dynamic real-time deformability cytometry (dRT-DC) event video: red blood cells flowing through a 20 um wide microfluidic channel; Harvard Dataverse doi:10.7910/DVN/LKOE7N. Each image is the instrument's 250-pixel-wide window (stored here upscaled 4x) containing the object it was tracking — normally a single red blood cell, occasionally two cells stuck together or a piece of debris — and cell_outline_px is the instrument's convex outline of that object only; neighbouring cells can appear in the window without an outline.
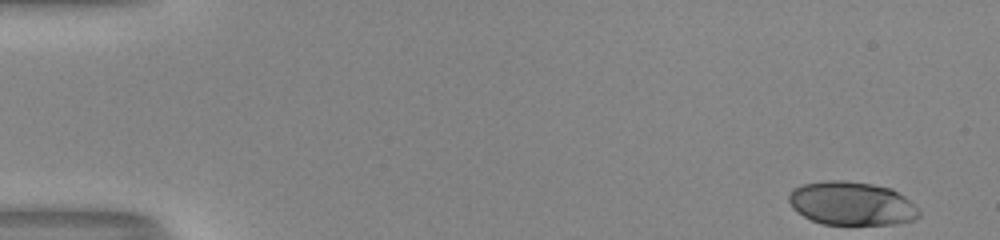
{"species": "human", "species_latin": "Homo sapiens", "temperature_condition": "room temperature", "stored_images_in_passage": 50, "camera_frame_rate_fps": 3000, "um_per_image_px": 0.085, "donor": {"sex": "male"}, "frame": {"image": 1, "passage_image": 1, "time_ms": 0.0, "image_size_px": [1000, 240], "cell_outline_px": [[920, 216], [916, 220], [896, 224], [824, 224], [812, 220], [796, 212], [792, 208], [788, 200], [788, 196], [792, 188], [804, 184], [824, 180], [844, 180], [872, 184], [892, 188], [904, 196], [920, 212]], "centroid_in_image_um": [72.37, 17.29], "position_along_channel_um": 12.6, "area_um2": 33.18}}
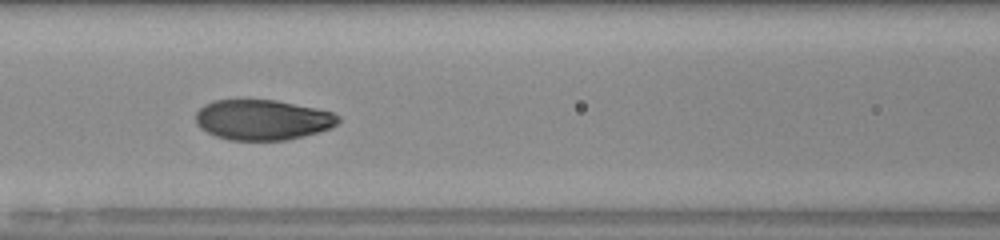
{"frame": {"image": 2, "passage_image": 22, "time_ms": 7.0, "image_size_px": [1000, 240], "cell_outline_px": [[340, 120], [332, 128], [304, 136], [284, 140], [228, 140], [216, 136], [200, 128], [196, 124], [196, 112], [204, 104], [212, 100], [276, 100], [316, 108], [332, 112], [340, 116]], "centroid_in_image_um": [22.31, 10.18], "position_along_channel_um": 144.3, "area_um2": 33.58}}
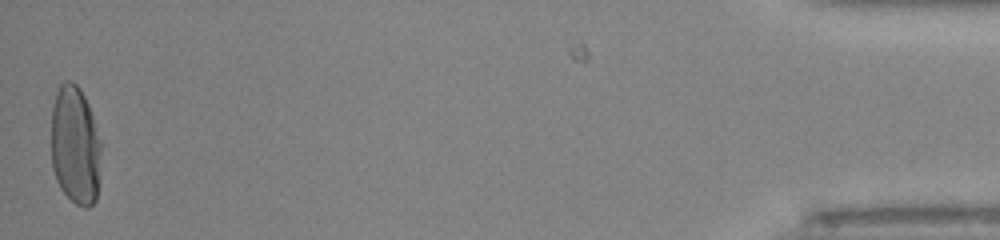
{"frame": {"image": 3, "passage_image": 50, "time_ms": 16.333, "image_size_px": [1000, 240], "cell_outline_px": [[100, 176], [96, 200], [88, 208], [84, 208], [76, 204], [60, 188], [56, 180], [52, 168], [52, 108], [56, 92], [60, 84], [64, 80], [68, 80], [76, 84], [80, 88], [88, 104], [100, 140]], "centroid_in_image_um": [6.39, 12.38], "position_along_channel_um": 428.8, "area_um2": 34.68}, "authors_computed_cell_mechanics": {"area_um2": 33.9575, "velocity_mm_per_s": 4.0384, "shape_relaxation_time_tau1_ms": 3.9707, "shape_relaxation_time_tau2_ms": null, "deformation_change_tau1": 0.2096, "deformation_change_tau2": null}}